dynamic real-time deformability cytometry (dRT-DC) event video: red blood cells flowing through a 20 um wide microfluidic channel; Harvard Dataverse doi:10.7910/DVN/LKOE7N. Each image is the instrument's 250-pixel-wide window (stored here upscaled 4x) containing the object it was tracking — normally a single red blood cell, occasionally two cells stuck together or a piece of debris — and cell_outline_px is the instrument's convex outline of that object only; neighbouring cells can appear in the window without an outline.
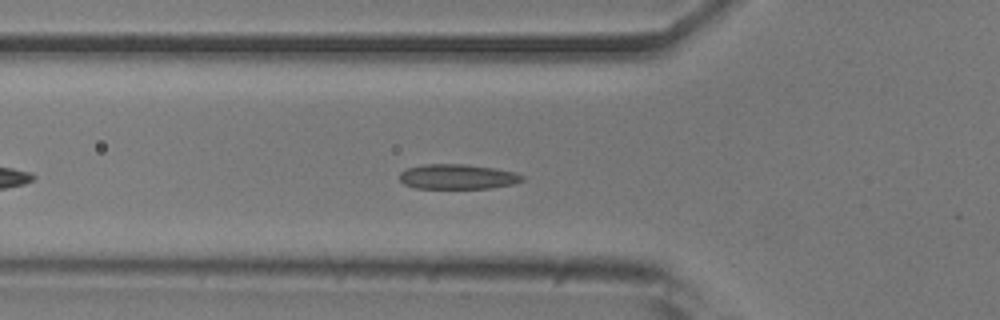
{"species": "common noctule bat (a hibernating species)", "species_latin": "Nyctalus noctula", "temperature_condition": "room temperature", "stored_images_in_passage": 34, "camera_frame_rate_fps": 3000, "um_per_image_px": 0.085, "animal": {"sex": "male", "body_mass_g": 20.5, "forearm_length_mm": 52.5}, "frame": {"image": 1, "passage_image": 3, "time_ms": 0.667, "image_size_px": [1000, 320], "cell_outline_px": [[524, 180], [512, 184], [492, 188], [416, 188], [404, 184], [400, 180], [400, 172], [408, 168], [424, 164], [468, 164], [496, 168], [516, 172], [524, 176]], "centroid_in_image_um": [38.92, 15.01], "position_along_channel_um": 86.9, "area_um2": 17.92}}
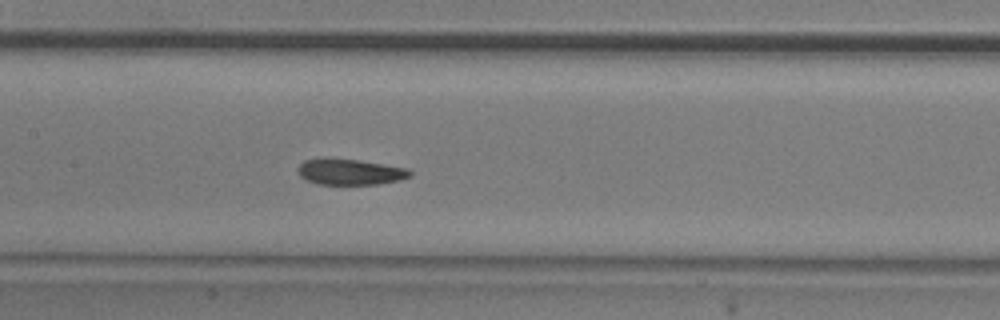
{"frame": {"image": 2, "passage_image": 10, "time_ms": 3.0, "image_size_px": [1000, 320], "cell_outline_px": [[412, 176], [400, 180], [376, 184], [316, 184], [300, 176], [300, 164], [304, 160], [320, 156], [324, 156], [360, 160], [408, 168], [412, 172]], "centroid_in_image_um": [29.76, 14.58], "position_along_channel_um": 177.6, "area_um2": 17.22}}
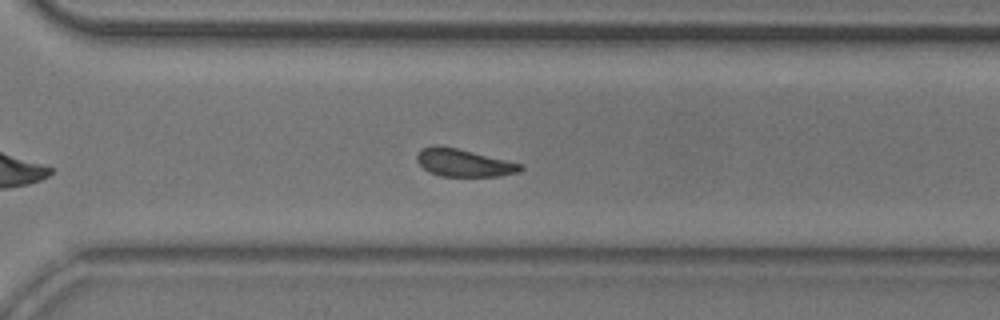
{"frame": {"image": 3, "passage_image": 22, "time_ms": 7.0, "image_size_px": [1000, 320], "cell_outline_px": [[524, 168], [516, 172], [500, 176], [440, 176], [428, 172], [416, 160], [416, 156], [420, 148], [432, 144], [440, 144], [524, 164]], "centroid_in_image_um": [39.37, 13.81], "position_along_channel_um": 331.2, "area_um2": 16.88}, "authors_computed_cell_mechanics": {"area_um2": 17.5134, "velocity_mm_per_s": 3.855, "shape_relaxation_time_tau1_ms": 4.9855, "shape_relaxation_time_tau2_ms": 1.972, "deformation_change_tau1": 0.1151, "deformation_change_tau2": 0.0859}}